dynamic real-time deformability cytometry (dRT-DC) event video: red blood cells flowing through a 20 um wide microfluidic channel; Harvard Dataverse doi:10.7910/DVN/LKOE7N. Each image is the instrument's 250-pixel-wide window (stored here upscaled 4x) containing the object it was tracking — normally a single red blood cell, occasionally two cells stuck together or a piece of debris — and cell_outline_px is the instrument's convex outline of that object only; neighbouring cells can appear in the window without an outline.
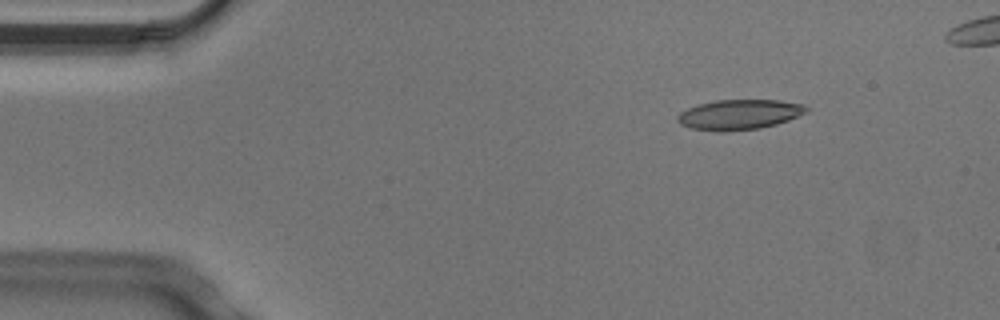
{"species": "Egyptian fruit bat (a non-hibernating species)", "species_latin": "Rousettus aegyptiacus", "temperature_condition": "cold", "stored_images_in_passage": 4, "camera_frame_rate_fps": 3000, "um_per_image_px": 0.085, "animal": {"sex": "male"}, "frame": {"image": 1, "passage_image": 1, "time_ms": 0.0, "image_size_px": [1000, 320], "cell_outline_px": [[808, 112], [788, 120], [776, 124], [760, 128], [724, 132], [720, 132], [692, 128], [680, 124], [676, 120], [676, 116], [680, 112], [696, 104], [716, 100], [780, 100], [804, 104], [808, 108]], "centroid_in_image_um": [62.83, 9.73], "position_along_channel_um": 22.2, "area_um2": 22.77}}